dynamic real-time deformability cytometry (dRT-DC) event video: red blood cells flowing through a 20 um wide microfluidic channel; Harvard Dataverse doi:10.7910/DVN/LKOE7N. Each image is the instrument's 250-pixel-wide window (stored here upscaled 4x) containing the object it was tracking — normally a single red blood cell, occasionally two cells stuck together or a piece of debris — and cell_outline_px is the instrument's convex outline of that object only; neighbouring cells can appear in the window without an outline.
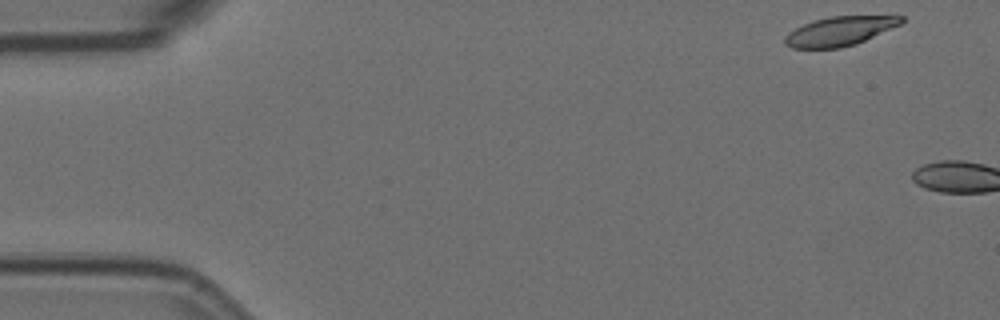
{"species": "Egyptian fruit bat (a non-hibernating species)", "species_latin": "Rousettus aegyptiacus", "temperature_condition": "room temperature", "stored_images_in_passage": 3, "camera_frame_rate_fps": 3000, "um_per_image_px": 0.085, "animal": {"sex": "female"}, "frame": {"image": 1, "passage_image": 1, "time_ms": 0.0, "image_size_px": [1000, 320], "cell_outline_px": [[904, 20], [900, 24], [856, 44], [840, 48], [792, 48], [784, 44], [784, 36], [788, 32], [812, 20], [832, 16], [904, 16]], "centroid_in_image_um": [71.33, 2.65], "position_along_channel_um": 13.7, "area_um2": 19.65}}